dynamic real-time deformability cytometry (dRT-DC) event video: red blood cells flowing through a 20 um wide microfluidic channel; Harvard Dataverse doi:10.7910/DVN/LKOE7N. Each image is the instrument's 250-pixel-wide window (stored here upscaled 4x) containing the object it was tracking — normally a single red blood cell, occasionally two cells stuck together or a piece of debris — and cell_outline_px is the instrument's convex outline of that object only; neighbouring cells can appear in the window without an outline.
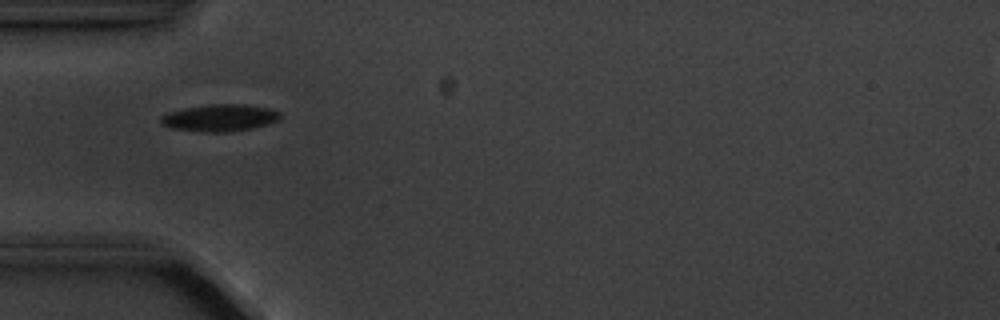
{"species": "common noctule bat (a hibernating species)", "species_latin": "Nyctalus noctula", "temperature_condition": "cold", "stored_images_in_passage": 10, "camera_frame_rate_fps": 3000, "um_per_image_px": 0.085, "animal": {"sex": "male", "body_mass_g": 20.1, "forearm_length_mm": 53.5}, "frame": {"image": 1, "passage_image": 5, "time_ms": 4.667, "image_size_px": [1000, 320], "cell_outline_px": [[280, 116], [276, 120], [268, 124], [252, 128], [224, 132], [204, 132], [172, 128], [160, 124], [160, 116], [168, 112], [184, 108], [208, 104], [244, 104], [268, 108], [280, 112]], "centroid_in_image_um": [18.63, 10.01], "position_along_channel_um": 66.4, "area_um2": 18.73}}